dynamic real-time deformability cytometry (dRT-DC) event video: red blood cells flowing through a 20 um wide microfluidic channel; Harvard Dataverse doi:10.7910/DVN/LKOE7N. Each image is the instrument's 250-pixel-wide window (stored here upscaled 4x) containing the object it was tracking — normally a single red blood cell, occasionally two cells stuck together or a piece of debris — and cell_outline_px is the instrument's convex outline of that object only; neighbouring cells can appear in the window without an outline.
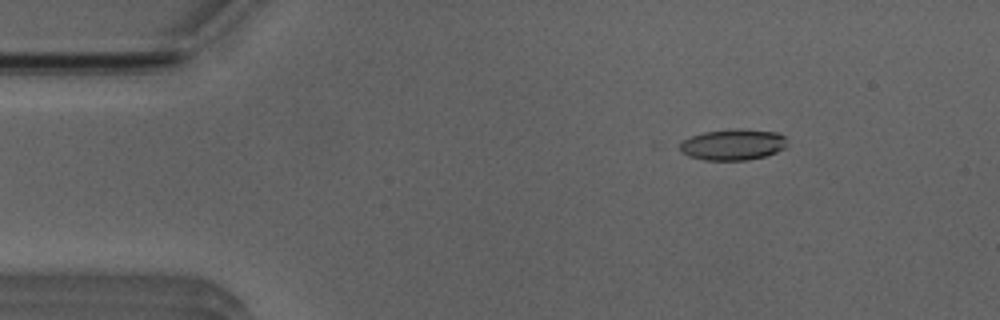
{"species": "Egyptian fruit bat (a non-hibernating species)", "species_latin": "Rousettus aegyptiacus", "temperature_condition": "room temperature", "stored_images_in_passage": 10, "camera_frame_rate_fps": 3000, "um_per_image_px": 0.085, "animal": {"sex": "male"}, "frame": {"image": 1, "passage_image": 4, "time_ms": 1.0, "image_size_px": [1000, 320], "cell_outline_px": [[788, 144], [784, 148], [776, 152], [764, 156], [748, 160], [704, 160], [688, 156], [680, 152], [680, 140], [704, 132], [736, 128], [776, 132], [784, 136], [788, 140]], "centroid_in_image_um": [62.29, 12.29], "position_along_channel_um": 22.7, "area_um2": 19.59}}